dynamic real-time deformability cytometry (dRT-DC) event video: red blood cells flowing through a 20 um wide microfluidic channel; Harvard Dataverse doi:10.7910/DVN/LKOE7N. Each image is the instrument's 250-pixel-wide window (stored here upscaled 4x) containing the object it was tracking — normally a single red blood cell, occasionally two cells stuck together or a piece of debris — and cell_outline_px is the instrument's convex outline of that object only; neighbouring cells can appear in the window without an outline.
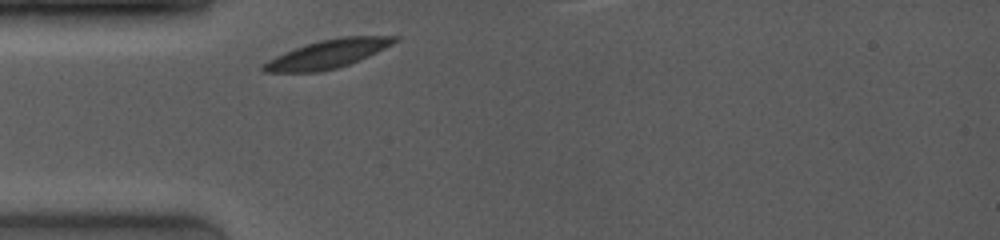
{"species": "common noctule bat (a hibernating species)", "species_latin": "Nyctalus noctula", "temperature_condition": "room temperature", "stored_images_in_passage": 43, "camera_frame_rate_fps": 4000, "um_per_image_px": 0.085, "animal": {"sex": "female", "body_mass_g": 19.0, "forearm_length_mm": 53.3}, "frame": {"image": 1, "passage_image": 1, "time_ms": 0.0, "image_size_px": [1000, 240], "cell_outline_px": [[400, 40], [368, 56], [348, 64], [336, 68], [320, 72], [264, 72], [260, 68], [268, 60], [284, 52], [320, 40], [340, 36], [400, 36]], "centroid_in_image_um": [27.87, 4.58], "position_along_channel_um": 57.1, "area_um2": 21.5}}
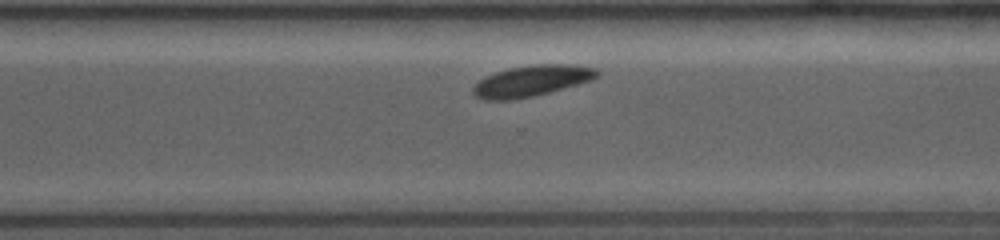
{"frame": {"image": 2, "passage_image": 32, "time_ms": 7.0, "image_size_px": [1000, 240], "cell_outline_px": [[600, 72], [592, 80], [548, 92], [532, 96], [512, 100], [484, 100], [476, 96], [472, 92], [472, 88], [480, 80], [496, 72], [508, 68], [536, 64], [568, 64], [596, 68]], "centroid_in_image_um": [45.18, 6.87], "position_along_channel_um": 325.4, "area_um2": 22.14}}
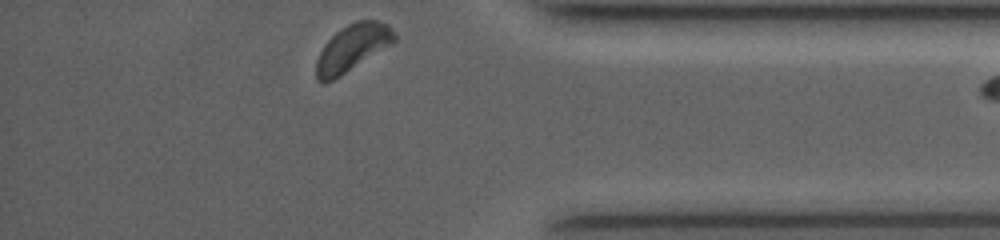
{"frame": {"image": 3, "passage_image": 42, "time_ms": 9.25, "image_size_px": [1000, 240], "cell_outline_px": [[396, 40], [392, 44], [340, 76], [332, 80], [320, 84], [316, 80], [316, 60], [324, 44], [336, 32], [348, 24], [356, 20], [376, 20], [388, 24], [392, 28], [396, 36]], "centroid_in_image_um": [29.95, 4.07], "position_along_channel_um": 405.3, "area_um2": 21.27}}